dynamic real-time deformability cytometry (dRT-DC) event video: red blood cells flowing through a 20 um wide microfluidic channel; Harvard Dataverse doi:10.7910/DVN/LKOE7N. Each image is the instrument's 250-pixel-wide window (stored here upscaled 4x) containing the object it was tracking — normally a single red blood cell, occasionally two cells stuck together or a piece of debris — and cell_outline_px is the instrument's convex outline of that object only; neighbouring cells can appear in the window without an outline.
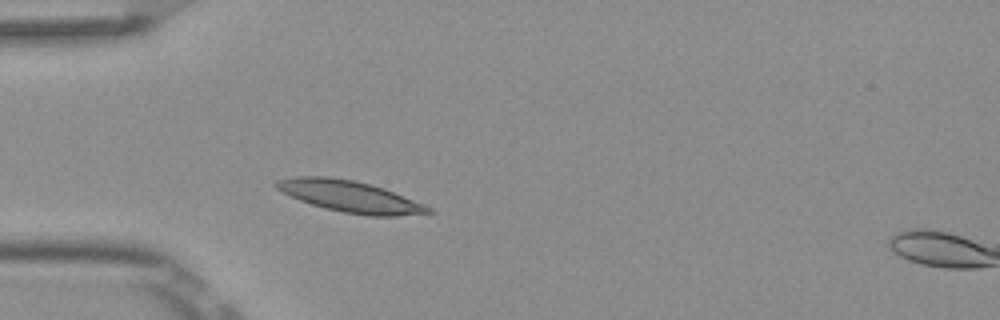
{"species": "Egyptian fruit bat (a non-hibernating species)", "species_latin": "Rousettus aegyptiacus", "temperature_condition": "room temperature", "stored_images_in_passage": 3, "segment_of_instrument_passage": [1, 2], "camera_frame_rate_fps": 3000, "um_per_image_px": 0.085, "frame": {"image": 1, "passage_image": 2, "time_ms": 0.333, "image_size_px": [1000, 320], "cell_outline_px": [[436, 212], [396, 216], [368, 216], [344, 212], [324, 208], [300, 200], [276, 188], [272, 184], [276, 180], [296, 176], [328, 176], [352, 180], [372, 184], [384, 188], [424, 204], [432, 208]], "centroid_in_image_um": [29.76, 16.69], "position_along_channel_um": 55.2, "area_um2": 27.8}}